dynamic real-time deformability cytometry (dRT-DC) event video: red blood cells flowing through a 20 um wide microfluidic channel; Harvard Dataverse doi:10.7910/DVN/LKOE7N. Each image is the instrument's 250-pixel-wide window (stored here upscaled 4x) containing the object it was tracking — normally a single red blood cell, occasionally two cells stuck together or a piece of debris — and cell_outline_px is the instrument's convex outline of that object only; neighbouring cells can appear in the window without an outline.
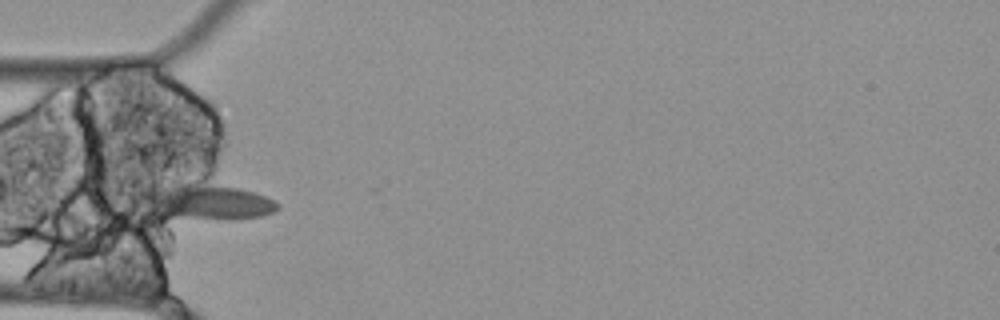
{"species": "Egyptian fruit bat (a non-hibernating species)", "species_latin": "Rousettus aegyptiacus", "temperature_condition": "cold", "stored_images_in_passage": 3, "camera_frame_rate_fps": 3000, "um_per_image_px": 0.085, "animal": {"sex": "female"}, "frame": {"image": 1, "passage_image": 3, "time_ms": 0.667, "image_size_px": [1000, 320], "cell_outline_px": [[280, 208], [272, 212], [260, 216], [236, 220], [224, 220], [168, 216], [144, 204], [140, 200], [140, 192], [168, 176], [204, 172], [264, 196], [280, 204]], "centroid_in_image_um": [17.46, 16.87], "position_along_channel_um": 67.5, "area_um2": 32.66}}